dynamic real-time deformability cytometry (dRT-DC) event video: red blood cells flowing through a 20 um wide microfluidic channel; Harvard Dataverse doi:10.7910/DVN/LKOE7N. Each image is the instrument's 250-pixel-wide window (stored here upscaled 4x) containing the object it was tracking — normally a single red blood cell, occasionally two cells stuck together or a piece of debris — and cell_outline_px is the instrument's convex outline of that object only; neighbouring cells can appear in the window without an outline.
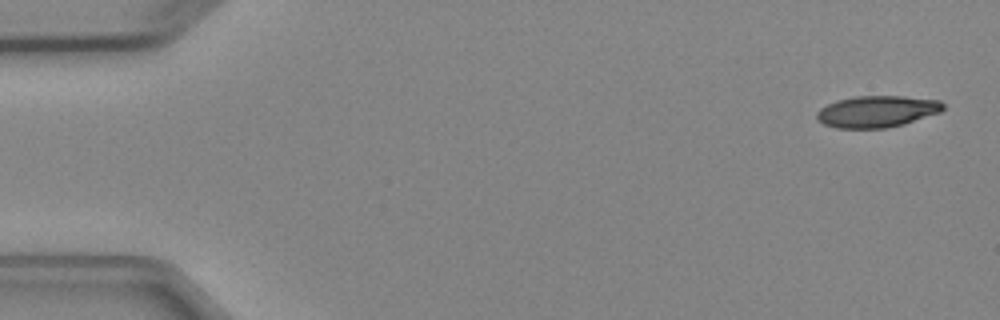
{"species": "Egyptian fruit bat (a non-hibernating species)", "species_latin": "Rousettus aegyptiacus", "temperature_condition": "cold", "stored_images_in_passage": 7, "camera_frame_rate_fps": 3000, "um_per_image_px": 0.085, "animal": {"sex": "female"}, "frame": {"image": 1, "passage_image": 1, "time_ms": 0.0, "image_size_px": [1000, 320], "cell_outline_px": [[944, 108], [940, 112], [904, 124], [884, 128], [836, 128], [824, 124], [816, 120], [816, 112], [820, 108], [836, 100], [852, 96], [904, 96], [940, 100], [944, 104]], "centroid_in_image_um": [74.52, 9.47], "position_along_channel_um": 10.5, "area_um2": 23.41}}
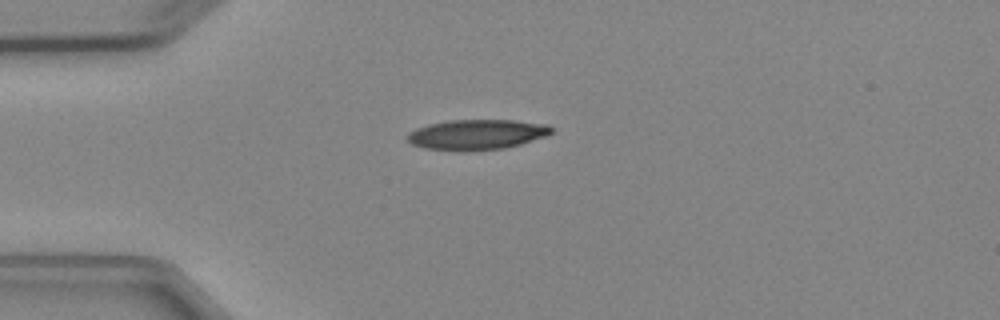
{"frame": {"image": 2, "passage_image": 4, "time_ms": 3.667, "image_size_px": [1000, 320], "cell_outline_px": [[552, 132], [548, 136], [520, 144], [504, 148], [464, 152], [424, 148], [412, 144], [408, 140], [408, 132], [416, 128], [428, 124], [448, 120], [516, 120], [548, 124], [552, 128]], "centroid_in_image_um": [40.54, 11.44], "position_along_channel_um": 44.5, "area_um2": 25.66}}